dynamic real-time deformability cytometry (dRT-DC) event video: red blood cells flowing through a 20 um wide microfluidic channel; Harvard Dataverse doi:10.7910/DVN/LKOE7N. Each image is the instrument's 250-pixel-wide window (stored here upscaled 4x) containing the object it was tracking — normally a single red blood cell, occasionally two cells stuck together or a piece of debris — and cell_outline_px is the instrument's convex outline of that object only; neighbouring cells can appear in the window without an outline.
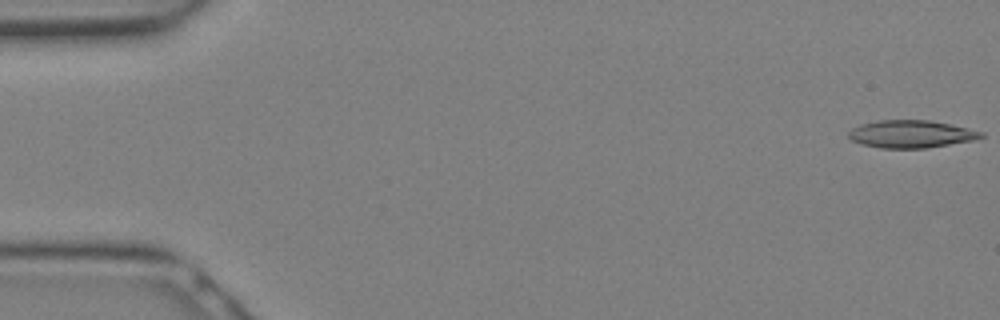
{"species": "Egyptian fruit bat (a non-hibernating species)", "species_latin": "Rousettus aegyptiacus", "temperature_condition": "warm", "stored_images_in_passage": 11, "camera_frame_rate_fps": 3000, "um_per_image_px": 0.085, "animal": {"sex": "female"}, "frame": {"image": 1, "passage_image": 1, "time_ms": 0.0, "image_size_px": [1000, 320], "cell_outline_px": [[984, 136], [972, 140], [924, 148], [880, 148], [860, 144], [852, 140], [848, 136], [848, 132], [852, 128], [860, 124], [880, 120], [928, 120], [952, 124], [984, 132]], "centroid_in_image_um": [77.41, 11.39], "position_along_channel_um": 7.6, "area_um2": 21.21}}
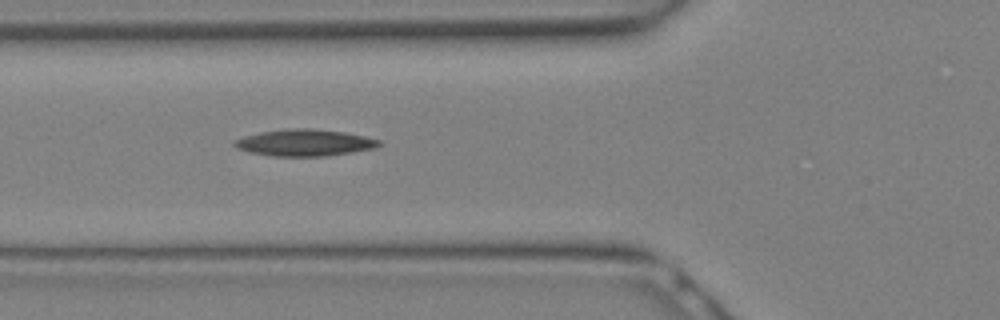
{"frame": {"image": 2, "passage_image": 11, "time_ms": 3.333, "image_size_px": [1000, 320], "cell_outline_px": [[384, 144], [376, 148], [324, 156], [272, 156], [248, 152], [236, 148], [232, 144], [232, 140], [244, 136], [260, 132], [288, 128], [308, 128], [344, 132], [364, 136], [380, 140]], "centroid_in_image_um": [25.86, 12.13], "position_along_channel_um": 99.9, "area_um2": 22.6}}